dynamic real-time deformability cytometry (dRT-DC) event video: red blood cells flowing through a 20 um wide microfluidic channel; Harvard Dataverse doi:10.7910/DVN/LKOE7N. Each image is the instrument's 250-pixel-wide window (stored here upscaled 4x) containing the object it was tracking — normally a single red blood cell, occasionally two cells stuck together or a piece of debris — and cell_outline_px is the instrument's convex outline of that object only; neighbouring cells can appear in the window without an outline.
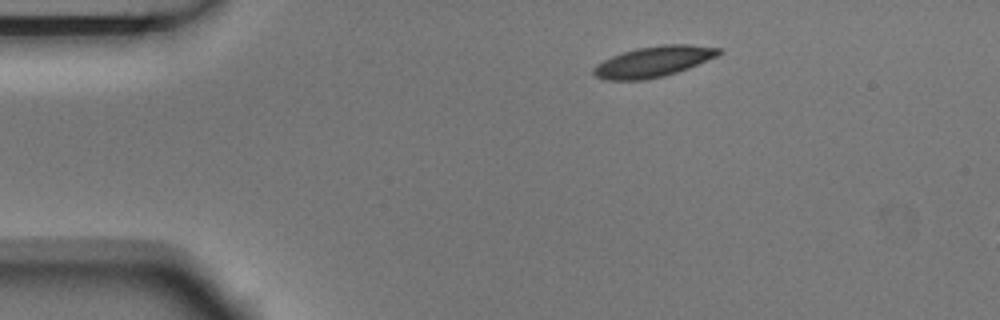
{"species": "Egyptian fruit bat (a non-hibernating species)", "species_latin": "Rousettus aegyptiacus", "temperature_condition": "room temperature", "stored_images_in_passage": 4, "camera_frame_rate_fps": 3000, "um_per_image_px": 0.085, "animal": {"sex": "male"}, "frame": {"image": 1, "passage_image": 1, "time_ms": 0.0, "image_size_px": [1000, 320], "cell_outline_px": [[720, 52], [716, 56], [688, 68], [664, 76], [644, 80], [604, 80], [596, 76], [592, 72], [592, 68], [596, 64], [612, 56], [636, 48], [664, 44], [688, 44], [720, 48]], "centroid_in_image_um": [55.49, 5.24], "position_along_channel_um": 29.5, "area_um2": 22.2}}
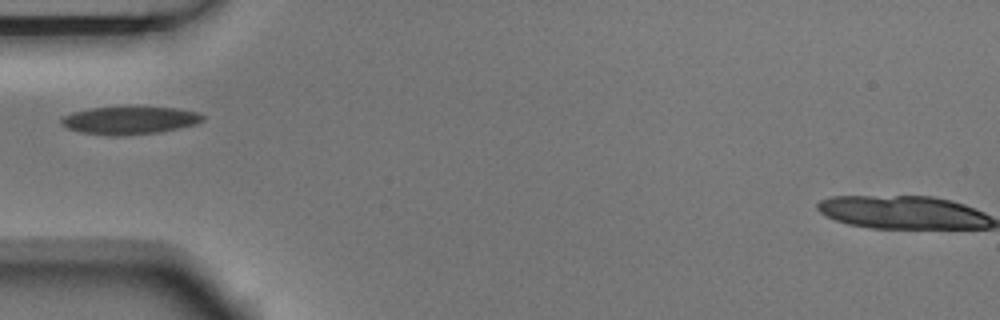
{"frame": {"image": 2, "passage_image": 3, "time_ms": 0.667, "image_size_px": [1000, 320], "cell_outline_px": [[204, 120], [196, 124], [160, 132], [116, 136], [80, 132], [68, 128], [60, 124], [60, 120], [64, 116], [72, 112], [92, 108], [128, 104], [176, 108], [200, 112], [204, 116]], "centroid_in_image_um": [11.04, 10.18], "position_along_channel_um": 74.0, "area_um2": 23.76}}
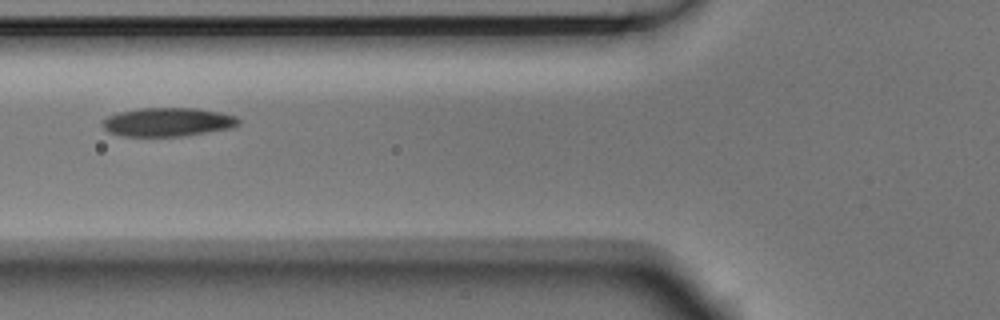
{"frame": {"image": 3, "passage_image": 4, "time_ms": 1.0, "image_size_px": [1000, 320], "cell_outline_px": [[240, 124], [232, 128], [184, 136], [124, 136], [108, 132], [104, 128], [104, 120], [108, 116], [120, 112], [140, 108], [196, 108], [220, 112], [236, 116], [240, 120]], "centroid_in_image_um": [14.31, 10.37], "position_along_channel_um": 111.5, "area_um2": 22.72}}